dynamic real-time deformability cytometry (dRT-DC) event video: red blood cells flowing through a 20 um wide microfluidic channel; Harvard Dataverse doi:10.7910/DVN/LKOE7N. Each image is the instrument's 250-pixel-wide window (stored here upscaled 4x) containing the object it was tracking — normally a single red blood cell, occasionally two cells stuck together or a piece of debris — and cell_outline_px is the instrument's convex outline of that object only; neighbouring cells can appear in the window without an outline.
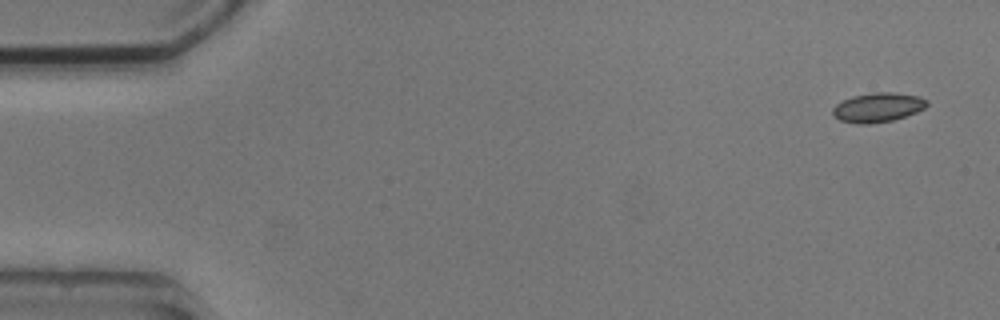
{"species": "common noctule bat (a hibernating species)", "species_latin": "Nyctalus noctula", "temperature_condition": "cold", "stored_images_in_passage": 2, "camera_frame_rate_fps": 3000, "um_per_image_px": 0.085, "animal": {"sex": "male", "body_mass_g": 20.5, "forearm_length_mm": 52.5}, "frame": {"image": 1, "passage_image": 1, "time_ms": 0.0, "image_size_px": [1000, 320], "cell_outline_px": [[928, 104], [924, 108], [916, 112], [892, 120], [868, 124], [856, 124], [840, 120], [832, 112], [832, 108], [836, 104], [852, 96], [872, 92], [892, 92], [920, 96], [928, 100]], "centroid_in_image_um": [74.62, 9.12], "position_along_channel_um": 10.4, "area_um2": 16.07}}